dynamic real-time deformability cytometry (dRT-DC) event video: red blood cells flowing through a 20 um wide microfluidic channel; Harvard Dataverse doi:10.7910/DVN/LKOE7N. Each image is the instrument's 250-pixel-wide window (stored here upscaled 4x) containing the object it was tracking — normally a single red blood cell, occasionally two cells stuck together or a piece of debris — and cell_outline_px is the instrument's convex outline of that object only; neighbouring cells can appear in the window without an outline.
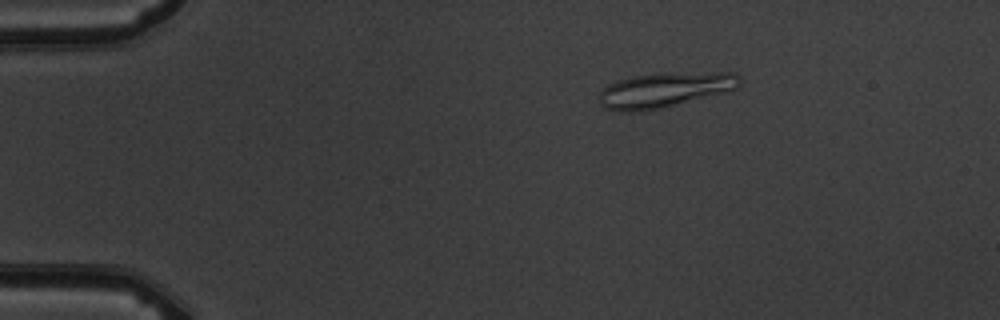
{"species": "common noctule bat (a hibernating species)", "species_latin": "Nyctalus noctula", "temperature_condition": "warm", "stored_images_in_passage": 5, "camera_frame_rate_fps": 3000, "um_per_image_px": 0.085, "animal": {"sex": "male", "body_mass_g": 19.5, "forearm_length_mm": 54.6}, "frame": {"image": 1, "passage_image": 3, "time_ms": 2.333, "image_size_px": [1000, 320], "cell_outline_px": [[740, 84], [736, 88], [724, 92], [660, 108], [632, 112], [620, 112], [604, 108], [600, 104], [600, 92], [608, 84], [632, 76], [668, 72], [732, 72], [740, 76]], "centroid_in_image_um": [56.49, 7.63], "position_along_channel_um": 28.5, "area_um2": 28.5}}